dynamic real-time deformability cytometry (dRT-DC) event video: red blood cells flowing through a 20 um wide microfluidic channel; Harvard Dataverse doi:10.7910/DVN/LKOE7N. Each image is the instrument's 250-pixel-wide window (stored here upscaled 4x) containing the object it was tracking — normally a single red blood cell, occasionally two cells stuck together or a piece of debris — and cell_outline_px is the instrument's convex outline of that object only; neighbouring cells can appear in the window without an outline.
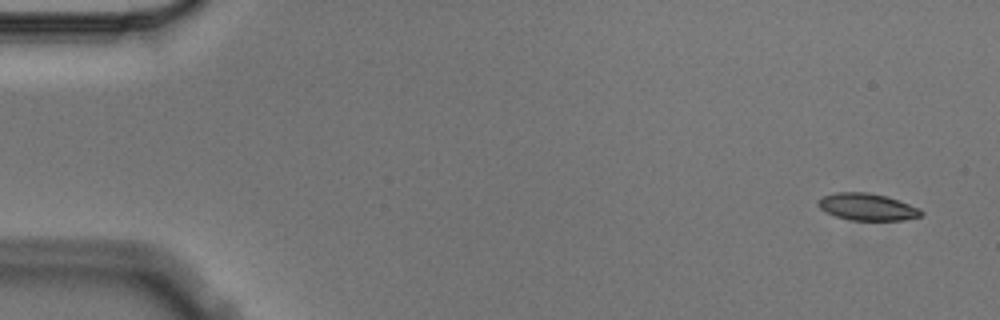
{"species": "Egyptian fruit bat (a non-hibernating species)", "species_latin": "Rousettus aegyptiacus", "temperature_condition": "cold", "stored_images_in_passage": 4, "camera_frame_rate_fps": 3000, "um_per_image_px": 0.085, "animal": {"sex": "male"}, "frame": {"image": 1, "passage_image": 1, "time_ms": 0.0, "image_size_px": [1000, 320], "cell_outline_px": [[924, 212], [920, 216], [904, 220], [852, 220], [836, 216], [820, 208], [816, 204], [816, 200], [824, 196], [836, 192], [868, 192], [888, 196], [920, 208]], "centroid_in_image_um": [73.72, 17.57], "position_along_channel_um": 11.3, "area_um2": 16.24}}
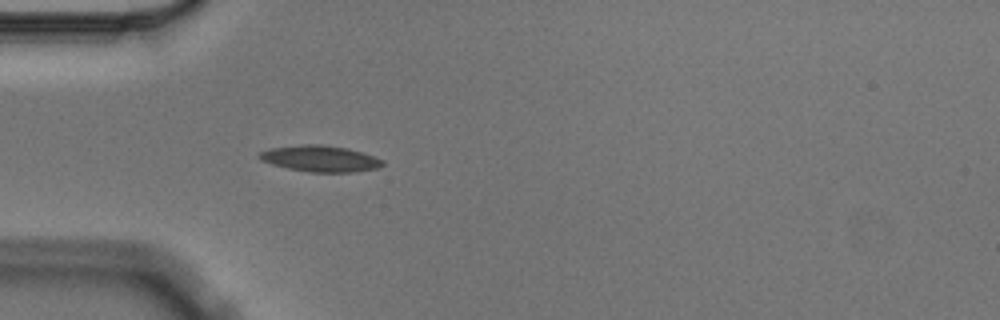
{"frame": {"image": 2, "passage_image": 4, "time_ms": 1.0, "image_size_px": [1000, 320], "cell_outline_px": [[384, 164], [376, 168], [356, 172], [312, 172], [288, 168], [272, 164], [260, 160], [256, 156], [260, 152], [268, 148], [300, 144], [320, 144], [348, 148], [384, 160]], "centroid_in_image_um": [27.17, 13.47], "position_along_channel_um": 57.8, "area_um2": 18.84}}